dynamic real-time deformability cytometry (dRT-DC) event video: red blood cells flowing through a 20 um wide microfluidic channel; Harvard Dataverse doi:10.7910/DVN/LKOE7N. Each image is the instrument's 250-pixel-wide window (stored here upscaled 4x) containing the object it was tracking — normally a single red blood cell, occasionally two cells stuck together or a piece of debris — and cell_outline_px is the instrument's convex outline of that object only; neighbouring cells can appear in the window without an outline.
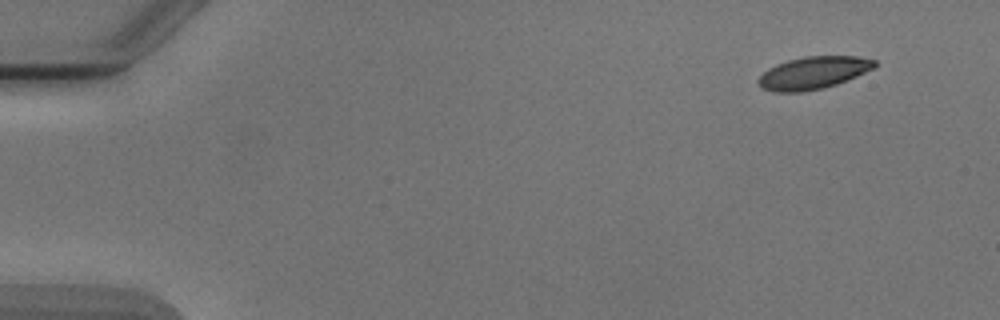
{"species": "Egyptian fruit bat (a non-hibernating species)", "species_latin": "Rousettus aegyptiacus", "temperature_condition": "cold", "stored_images_in_passage": 5, "camera_frame_rate_fps": 3000, "um_per_image_px": 0.085, "animal": {"sex": "male"}, "frame": {"image": 1, "passage_image": 1, "time_ms": 0.0, "image_size_px": [1000, 320], "cell_outline_px": [[880, 64], [876, 68], [836, 84], [804, 92], [772, 92], [760, 88], [756, 80], [768, 68], [776, 64], [788, 60], [804, 56], [856, 56], [876, 60]], "centroid_in_image_um": [69.13, 6.19], "position_along_channel_um": 15.9, "area_um2": 22.2}}
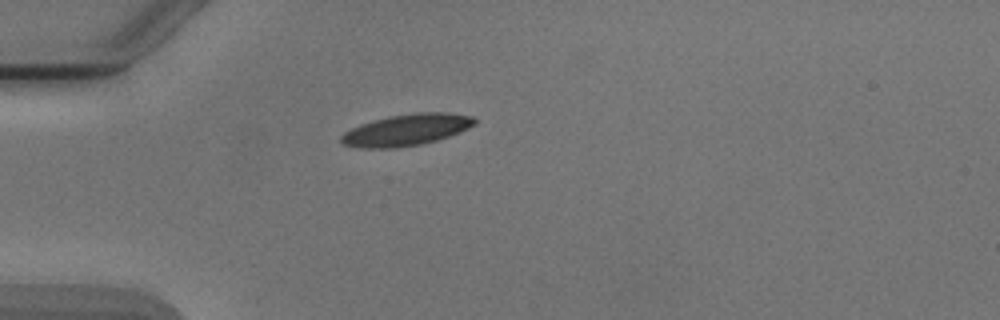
{"frame": {"image": 2, "passage_image": 4, "time_ms": 3.667, "image_size_px": [1000, 320], "cell_outline_px": [[476, 124], [460, 132], [436, 140], [420, 144], [396, 148], [360, 148], [344, 144], [340, 140], [340, 136], [344, 132], [360, 124], [388, 116], [416, 112], [448, 112], [472, 116], [476, 120]], "centroid_in_image_um": [34.55, 11.03], "position_along_channel_um": 50.5, "area_um2": 24.51}}